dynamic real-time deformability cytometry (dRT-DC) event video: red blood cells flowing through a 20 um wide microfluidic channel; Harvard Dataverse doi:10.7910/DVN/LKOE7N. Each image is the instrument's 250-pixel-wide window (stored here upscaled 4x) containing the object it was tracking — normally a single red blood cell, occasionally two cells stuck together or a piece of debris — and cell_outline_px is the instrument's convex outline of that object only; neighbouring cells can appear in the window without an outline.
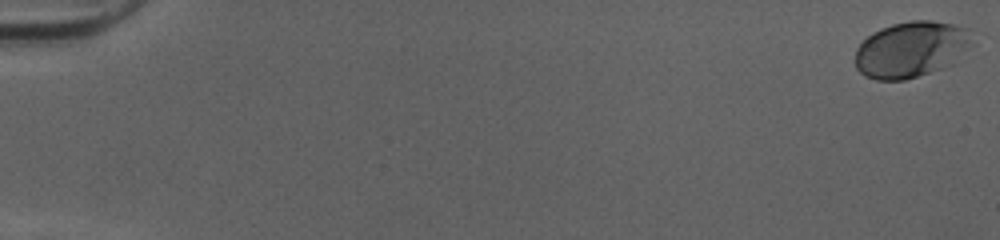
{"species": "human", "species_latin": "Homo sapiens", "temperature_condition": "cold", "stored_images_in_passage": 52, "camera_frame_rate_fps": 3000, "um_per_image_px": 0.085, "donor": {"sex": "female"}, "frame": {"image": 1, "passage_image": 1, "time_ms": 0.0, "image_size_px": [1000, 240], "cell_outline_px": [[976, 44], [952, 64], [904, 80], [876, 80], [864, 76], [856, 68], [856, 48], [872, 32], [880, 28], [892, 24], [912, 20], [932, 20], [952, 24], [968, 28]], "centroid_in_image_um": [77.49, 4.18], "position_along_channel_um": 7.5, "area_um2": 38.49}}
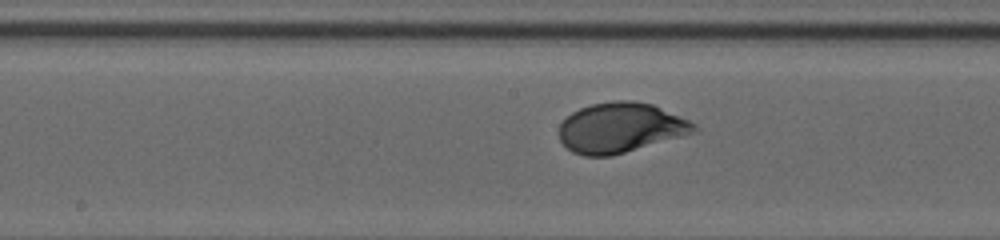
{"frame": {"image": 2, "passage_image": 29, "time_ms": 9.333, "image_size_px": [1000, 240], "cell_outline_px": [[700, 128], [696, 132], [612, 156], [584, 156], [572, 152], [560, 140], [560, 124], [572, 112], [580, 108], [592, 104], [612, 100], [632, 100], [652, 104], [688, 120], [696, 124]], "centroid_in_image_um": [52.75, 10.86], "position_along_channel_um": 195.5, "area_um2": 39.19}}
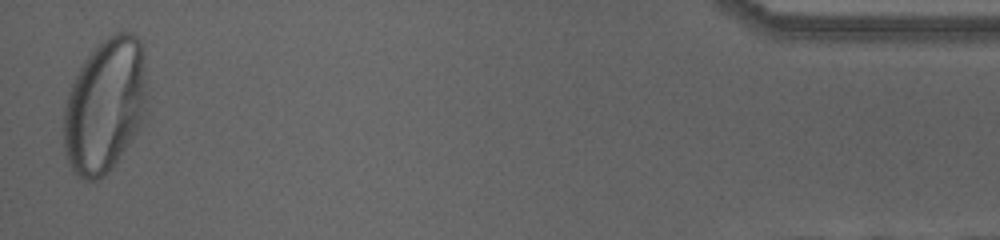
{"frame": {"image": 3, "passage_image": 52, "time_ms": 17.0, "image_size_px": [1000, 240], "cell_outline_px": [[144, 100], [140, 124], [136, 132], [112, 168], [104, 176], [96, 180], [84, 180], [72, 172], [68, 164], [64, 152], [64, 108], [68, 92], [80, 64], [100, 40], [116, 32], [132, 32], [140, 40], [144, 48]], "centroid_in_image_um": [8.87, 8.95], "position_along_channel_um": 426.3, "area_um2": 65.08}, "authors_computed_cell_mechanics": {"area_um2": 38.0035, "velocity_mm_per_s": 4.0151, "shape_relaxation_time_tau1_ms": 3.1563, "shape_relaxation_time_tau2_ms": null, "deformation_change_tau1": 0.1445, "deformation_change_tau2": null}}